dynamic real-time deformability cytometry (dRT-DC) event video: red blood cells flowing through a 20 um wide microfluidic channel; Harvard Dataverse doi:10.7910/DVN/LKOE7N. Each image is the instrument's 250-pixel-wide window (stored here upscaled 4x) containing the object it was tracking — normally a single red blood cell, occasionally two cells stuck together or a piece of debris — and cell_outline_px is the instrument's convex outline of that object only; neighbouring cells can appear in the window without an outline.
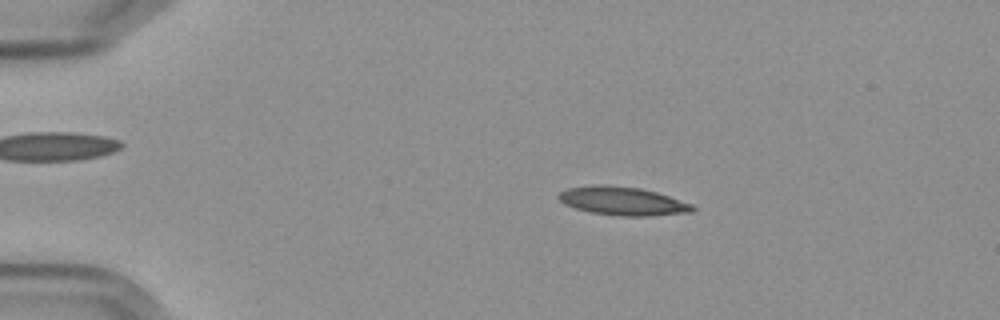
{"species": "Egyptian fruit bat (a non-hibernating species)", "species_latin": "Rousettus aegyptiacus", "temperature_condition": "cold", "stored_images_in_passage": 56, "camera_frame_rate_fps": 3000, "um_per_image_px": 0.085, "frame": {"image": 1, "passage_image": 11, "time_ms": 3.333, "image_size_px": [1000, 320], "cell_outline_px": [[696, 208], [692, 212], [648, 216], [620, 216], [592, 212], [576, 208], [564, 204], [556, 196], [560, 192], [568, 188], [592, 184], [608, 184], [640, 188], [656, 192], [692, 204]], "centroid_in_image_um": [52.9, 17.08], "position_along_channel_um": 32.1, "area_um2": 22.25}}
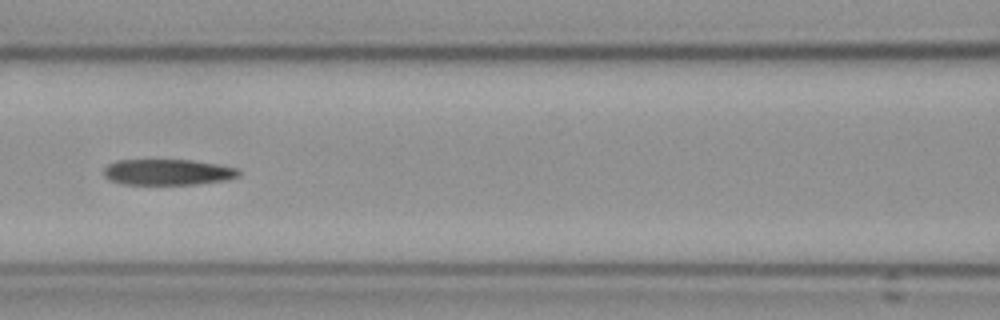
{"frame": {"image": 2, "passage_image": 26, "time_ms": 8.333, "image_size_px": [1000, 320], "cell_outline_px": [[240, 176], [228, 180], [196, 184], [120, 184], [108, 180], [104, 176], [104, 168], [108, 164], [116, 160], [192, 160], [216, 164], [236, 168], [240, 172]], "centroid_in_image_um": [14.24, 14.63], "position_along_channel_um": 152.4, "area_um2": 20.46}}
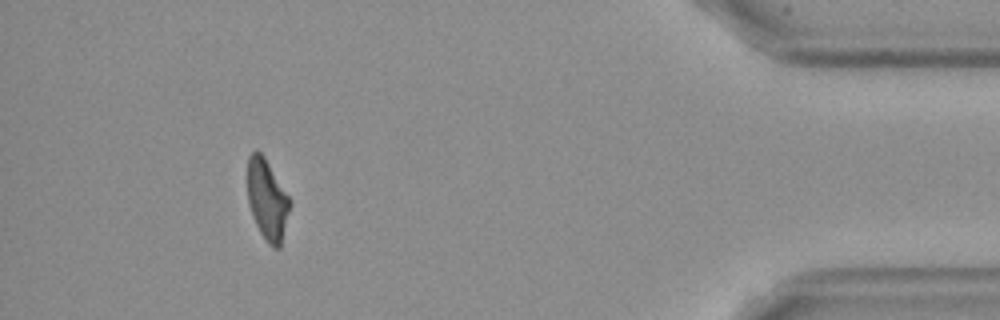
{"frame": {"image": 3, "passage_image": 52, "time_ms": 17.0, "image_size_px": [1000, 320], "cell_outline_px": [[288, 212], [280, 248], [272, 248], [268, 244], [260, 232], [256, 224], [248, 204], [248, 156], [256, 148], [264, 156], [288, 196]], "centroid_in_image_um": [22.67, 16.96], "position_along_channel_um": 412.5, "area_um2": 19.36}, "authors_computed_cell_mechanics": {"area_um2": 21.1548, "velocity_mm_per_s": 3.6039, "shape_relaxation_time_tau1_ms": null, "shape_relaxation_time_tau2_ms": 5.7835, "deformation_change_tau1": null, "deformation_change_tau2": 0.1586}}